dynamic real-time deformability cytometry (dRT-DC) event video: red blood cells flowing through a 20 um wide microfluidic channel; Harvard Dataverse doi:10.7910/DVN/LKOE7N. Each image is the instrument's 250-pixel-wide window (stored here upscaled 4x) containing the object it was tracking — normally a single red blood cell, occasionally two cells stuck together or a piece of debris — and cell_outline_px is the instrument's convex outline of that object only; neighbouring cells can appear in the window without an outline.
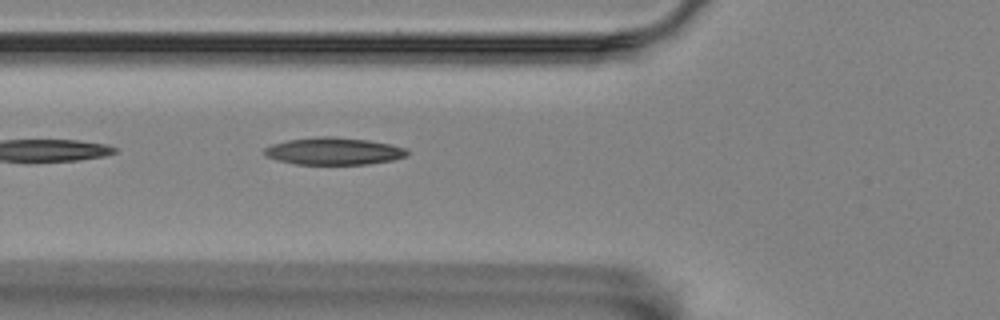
{"species": "Egyptian fruit bat (a non-hibernating species)", "species_latin": "Rousettus aegyptiacus", "temperature_condition": "room temperature", "stored_images_in_passage": 3, "camera_frame_rate_fps": 3000, "um_per_image_px": 0.085, "animal": {"sex": "female"}, "frame": {"image": 1, "passage_image": 3, "time_ms": 0.667, "image_size_px": [1000, 320], "cell_outline_px": [[408, 156], [392, 160], [368, 164], [296, 164], [276, 160], [264, 156], [264, 148], [272, 144], [288, 140], [316, 136], [336, 136], [368, 140], [408, 148]], "centroid_in_image_um": [28.36, 12.84], "position_along_channel_um": 97.4, "area_um2": 22.83}}